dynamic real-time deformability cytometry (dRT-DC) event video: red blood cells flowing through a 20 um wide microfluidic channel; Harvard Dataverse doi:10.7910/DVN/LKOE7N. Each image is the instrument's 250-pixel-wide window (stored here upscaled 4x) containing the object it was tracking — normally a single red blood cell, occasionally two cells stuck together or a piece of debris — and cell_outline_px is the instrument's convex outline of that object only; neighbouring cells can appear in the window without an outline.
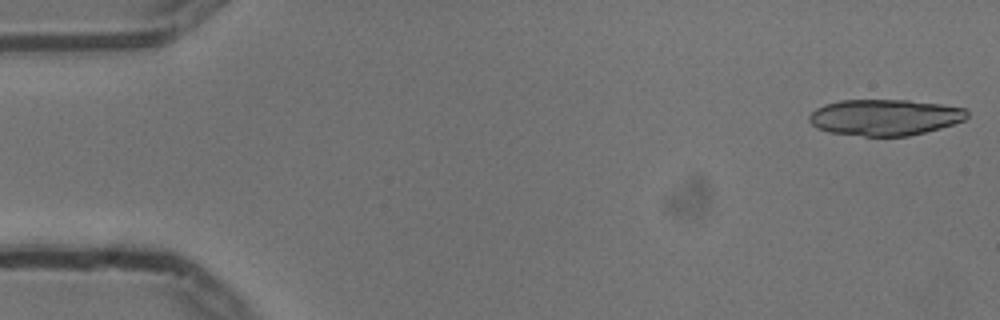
{"species": "common noctule bat (a hibernating species)", "species_latin": "Nyctalus noctula", "temperature_condition": "cold", "stored_images_in_passage": 17, "camera_frame_rate_fps": 3000, "um_per_image_px": 0.085, "animal": {"sex": "male", "body_mass_g": 13.3}, "frame": {"image": 1, "passage_image": 1, "time_ms": 0.0, "image_size_px": [1000, 320], "cell_outline_px": [[968, 116], [964, 120], [940, 128], [908, 136], [864, 136], [828, 132], [816, 128], [808, 120], [808, 116], [816, 108], [824, 104], [840, 100], [908, 100], [940, 104], [968, 108]], "centroid_in_image_um": [75.19, 9.97], "position_along_channel_um": 9.8, "area_um2": 33.41}}